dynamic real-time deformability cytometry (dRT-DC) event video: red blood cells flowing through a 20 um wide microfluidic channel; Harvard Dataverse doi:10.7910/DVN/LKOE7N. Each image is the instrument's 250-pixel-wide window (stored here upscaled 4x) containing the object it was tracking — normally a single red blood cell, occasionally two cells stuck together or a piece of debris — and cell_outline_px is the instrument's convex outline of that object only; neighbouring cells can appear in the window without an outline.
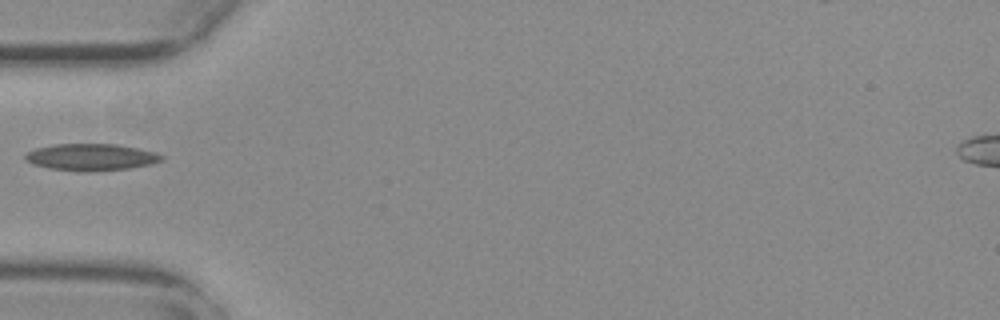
{"species": "common noctule bat (a hibernating species)", "species_latin": "Nyctalus noctula", "temperature_condition": "warm", "stored_images_in_passage": 38, "camera_frame_rate_fps": 3000, "um_per_image_px": 0.085, "animal": {"sex": "female", "body_mass_g": 29.2, "forearm_length_mm": 56.3}, "frame": {"image": 1, "passage_image": 1, "time_ms": 0.0, "image_size_px": [1000, 320], "cell_outline_px": [[164, 160], [148, 164], [128, 168], [88, 172], [80, 172], [48, 168], [32, 164], [24, 156], [28, 152], [36, 148], [56, 144], [116, 144], [156, 152], [164, 156]], "centroid_in_image_um": [7.74, 13.36], "position_along_channel_um": 77.3, "area_um2": 21.21}}
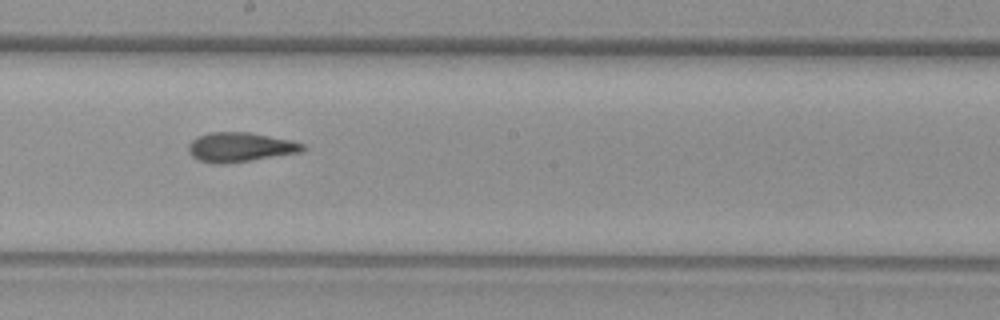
{"frame": {"image": 2, "passage_image": 13, "time_ms": 4.0, "image_size_px": [1000, 320], "cell_outline_px": [[304, 148], [300, 152], [248, 160], [220, 164], [216, 164], [200, 160], [192, 156], [188, 152], [188, 144], [192, 140], [208, 132], [248, 132], [292, 140], [304, 144]], "centroid_in_image_um": [20.38, 12.49], "position_along_channel_um": 227.8, "area_um2": 19.25}}
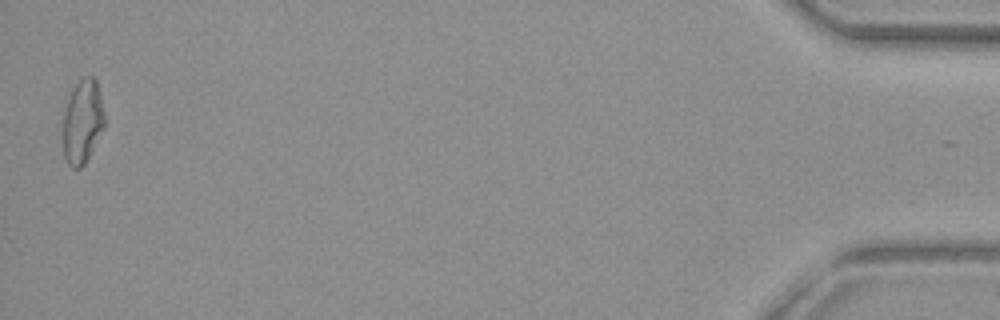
{"frame": {"image": 3, "passage_image": 37, "time_ms": 12.0, "image_size_px": [1000, 320], "cell_outline_px": [[108, 120], [84, 164], [80, 168], [72, 168], [68, 164], [64, 156], [64, 112], [68, 100], [76, 84], [84, 76], [92, 76], [96, 80]], "centroid_in_image_um": [7.06, 10.32], "position_along_channel_um": 428.1, "area_um2": 20.23}}